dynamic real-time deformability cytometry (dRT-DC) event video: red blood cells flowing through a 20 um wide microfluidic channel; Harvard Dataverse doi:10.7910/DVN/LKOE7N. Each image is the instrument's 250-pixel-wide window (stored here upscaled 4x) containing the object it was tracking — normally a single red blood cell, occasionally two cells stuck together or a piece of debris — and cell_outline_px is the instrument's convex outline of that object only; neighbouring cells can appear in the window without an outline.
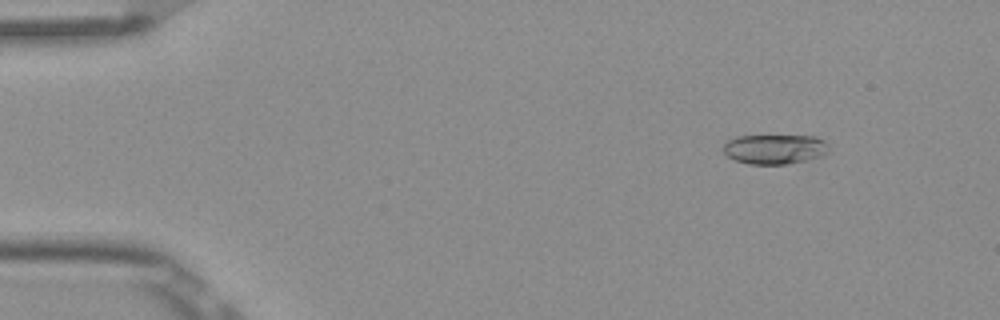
{"species": "Egyptian fruit bat (a non-hibernating species)", "species_latin": "Rousettus aegyptiacus", "temperature_condition": "room temperature", "stored_images_in_passage": 47, "camera_frame_rate_fps": 3000, "um_per_image_px": 0.085, "frame": {"image": 1, "passage_image": 1, "time_ms": 0.0, "image_size_px": [1000, 320], "cell_outline_px": [[828, 152], [824, 156], [784, 164], [748, 164], [736, 160], [728, 156], [724, 152], [724, 140], [736, 136], [816, 136], [824, 140], [828, 144]], "centroid_in_image_um": [65.85, 12.66], "position_along_channel_um": 19.2, "area_um2": 18.32}}
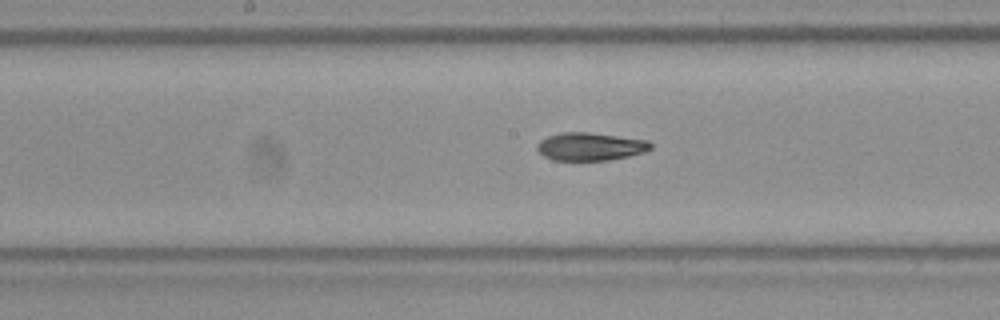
{"frame": {"image": 2, "passage_image": 22, "time_ms": 7.0, "image_size_px": [1000, 320], "cell_outline_px": [[652, 148], [644, 152], [628, 156], [608, 160], [552, 160], [544, 156], [536, 148], [536, 144], [540, 140], [548, 136], [560, 132], [588, 132], [648, 140], [652, 144]], "centroid_in_image_um": [50.16, 12.45], "position_along_channel_um": 198.0, "area_um2": 18.5}}
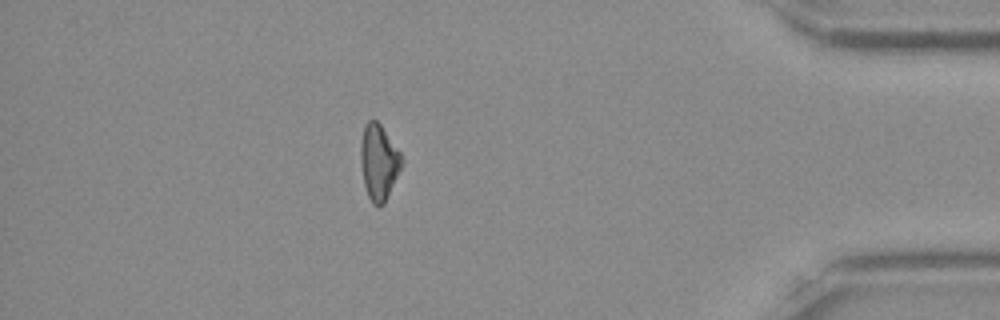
{"frame": {"image": 3, "passage_image": 41, "time_ms": 13.333, "image_size_px": [1000, 320], "cell_outline_px": [[404, 164], [384, 204], [380, 208], [372, 204], [368, 196], [364, 184], [360, 160], [360, 144], [364, 124], [368, 120], [376, 120], [380, 124], [400, 152], [404, 160]], "centroid_in_image_um": [32.21, 13.8], "position_along_channel_um": 403.0, "area_um2": 18.38}, "authors_computed_cell_mechanics": {"area_um2": 18.7272, "velocity_mm_per_s": 3.8958, "shape_relaxation_time_tau1_ms": 4.3599, "shape_relaxation_time_tau2_ms": 3.5463, "deformation_change_tau1": 0.1458, "deformation_change_tau2": 0.1092}}